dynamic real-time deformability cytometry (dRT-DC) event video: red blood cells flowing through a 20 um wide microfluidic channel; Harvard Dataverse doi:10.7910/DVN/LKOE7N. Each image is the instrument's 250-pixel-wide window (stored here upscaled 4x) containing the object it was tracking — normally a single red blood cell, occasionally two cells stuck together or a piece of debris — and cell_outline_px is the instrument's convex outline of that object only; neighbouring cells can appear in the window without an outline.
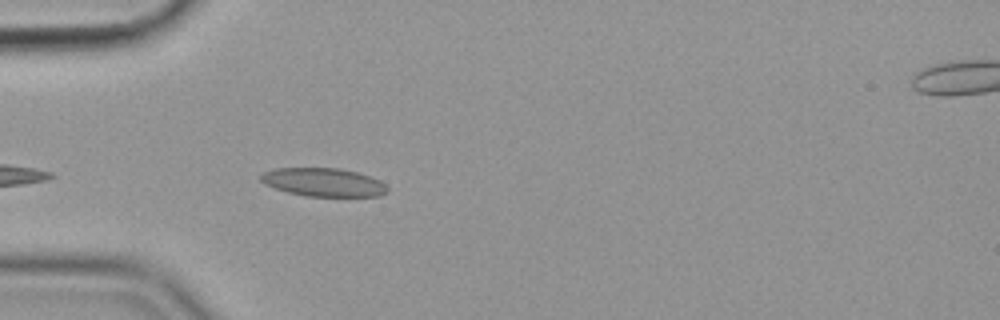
{"species": "common noctule bat (a hibernating species)", "species_latin": "Nyctalus noctula", "temperature_condition": "cold", "stored_images_in_passage": 29, "camera_frame_rate_fps": 3000, "um_per_image_px": 0.085, "animal": {"sex": "female", "body_mass_g": 19.9}, "frame": {"image": 1, "passage_image": 5, "time_ms": 1.333, "image_size_px": [1000, 320], "cell_outline_px": [[388, 192], [380, 196], [304, 196], [288, 192], [264, 184], [260, 180], [260, 176], [264, 172], [276, 168], [340, 168], [356, 172], [380, 180], [388, 188]], "centroid_in_image_um": [27.5, 15.49], "position_along_channel_um": 57.5, "area_um2": 20.87}, "authors_computed_cell_mechanics": {"area_um2": 15.4904, "velocity_mm_per_s": 3.5295, "shape_relaxation_time_tau1_ms": null, "shape_relaxation_time_tau2_ms": 10.2172, "deformation_change_tau1": null, "deformation_change_tau2": 0.155}}